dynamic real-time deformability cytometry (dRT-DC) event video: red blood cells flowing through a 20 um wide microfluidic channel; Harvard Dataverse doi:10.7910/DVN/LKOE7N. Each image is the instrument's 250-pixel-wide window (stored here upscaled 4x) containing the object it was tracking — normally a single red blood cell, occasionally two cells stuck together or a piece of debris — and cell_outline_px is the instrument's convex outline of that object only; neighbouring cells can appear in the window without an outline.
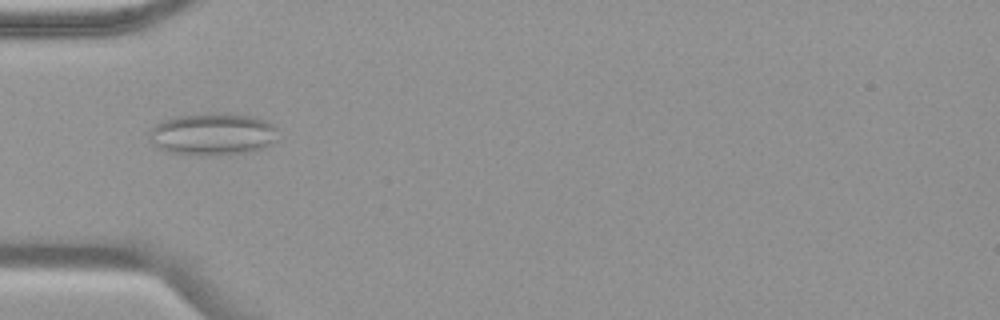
{"species": "common noctule bat (a hibernating species)", "species_latin": "Nyctalus noctula", "temperature_condition": "warm", "stored_images_in_passage": 54, "camera_frame_rate_fps": 3000, "um_per_image_px": 0.085, "animal": {"sex": "female", "body_mass_g": 19.9}, "frame": {"image": 1, "passage_image": 18, "time_ms": 5.667, "image_size_px": [1000, 320], "cell_outline_px": [[276, 140], [272, 144], [264, 148], [252, 152], [228, 156], [196, 156], [164, 152], [148, 136], [148, 132], [160, 120], [176, 116], [208, 112], [220, 112], [252, 116], [264, 120], [272, 124], [276, 128]], "centroid_in_image_um": [18.08, 11.42], "position_along_channel_um": 66.9, "area_um2": 32.66}}
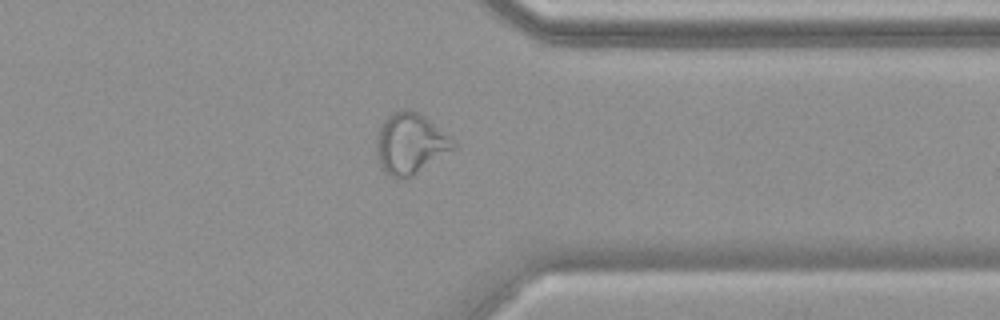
{"frame": {"image": 2, "passage_image": 43, "time_ms": 14.0, "image_size_px": [1000, 320], "cell_outline_px": [[456, 144], [452, 148], [412, 176], [392, 176], [384, 172], [380, 168], [376, 160], [376, 140], [380, 128], [384, 120], [396, 108], [412, 108], [424, 116], [448, 136]], "centroid_in_image_um": [34.78, 12.16], "position_along_channel_um": 376.6, "area_um2": 26.7}}
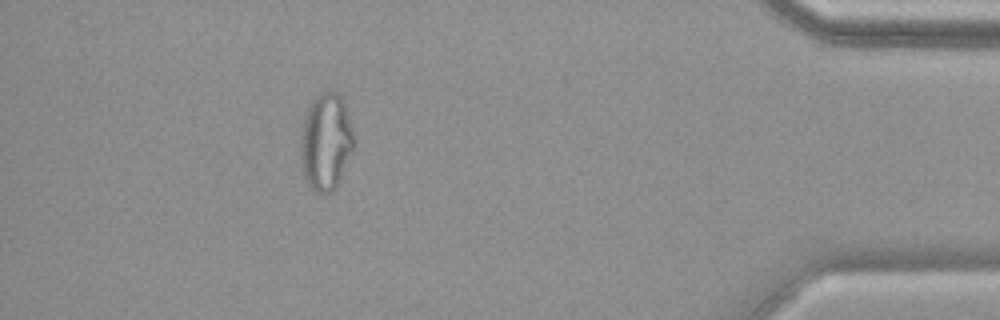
{"frame": {"image": 3, "passage_image": 49, "time_ms": 16.0, "image_size_px": [1000, 320], "cell_outline_px": [[352, 148], [336, 188], [328, 192], [316, 192], [308, 184], [300, 168], [300, 136], [304, 116], [312, 100], [320, 92], [336, 92], [340, 96], [344, 104], [352, 128]], "centroid_in_image_um": [27.64, 12.05], "position_along_channel_um": 407.6, "area_um2": 29.71}, "authors_computed_cell_mechanics": {"area_um2": 29.0734, "velocity_mm_per_s": 3.7663, "shape_relaxation_time_tau1_ms": null, "shape_relaxation_time_tau2_ms": 1.3654, "deformation_change_tau1": null, "deformation_change_tau2": 0.0956}}